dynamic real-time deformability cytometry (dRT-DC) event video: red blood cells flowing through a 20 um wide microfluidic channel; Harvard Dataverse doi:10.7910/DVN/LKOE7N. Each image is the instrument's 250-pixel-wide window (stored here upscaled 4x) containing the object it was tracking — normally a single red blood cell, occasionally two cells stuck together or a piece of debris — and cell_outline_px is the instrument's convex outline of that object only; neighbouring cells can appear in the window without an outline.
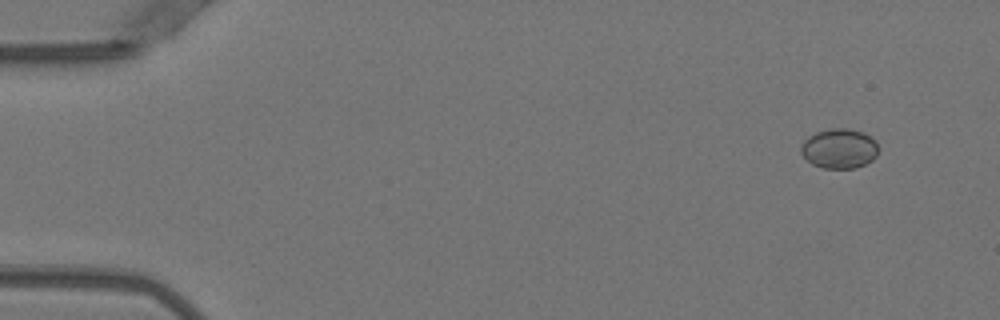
{"species": "Egyptian fruit bat (a non-hibernating species)", "species_latin": "Rousettus aegyptiacus", "temperature_condition": "warm", "stored_images_in_passage": 49, "camera_frame_rate_fps": 3000, "um_per_image_px": 0.085, "animal": {"sex": "female"}, "frame": {"image": 1, "passage_image": 1, "time_ms": 0.0, "image_size_px": [1000, 320], "cell_outline_px": [[876, 156], [872, 160], [856, 168], [824, 168], [812, 164], [800, 152], [800, 148], [804, 140], [808, 136], [816, 132], [828, 128], [848, 128], [864, 132], [872, 136], [876, 140]], "centroid_in_image_um": [71.33, 12.61], "position_along_channel_um": 13.7, "area_um2": 18.03}}
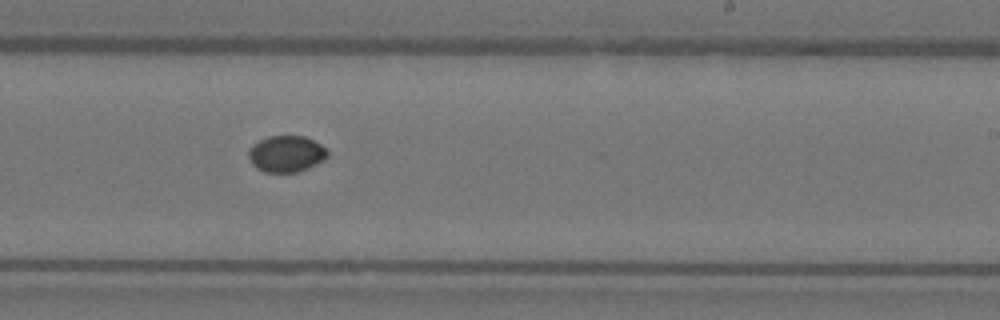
{"frame": {"image": 2, "passage_image": 29, "time_ms": 9.333, "image_size_px": [1000, 320], "cell_outline_px": [[328, 156], [324, 160], [300, 172], [264, 172], [256, 168], [252, 164], [248, 156], [248, 152], [260, 140], [268, 136], [304, 136], [320, 144], [328, 152]], "centroid_in_image_um": [24.35, 13.09], "position_along_channel_um": 264.7, "area_um2": 16.59}}
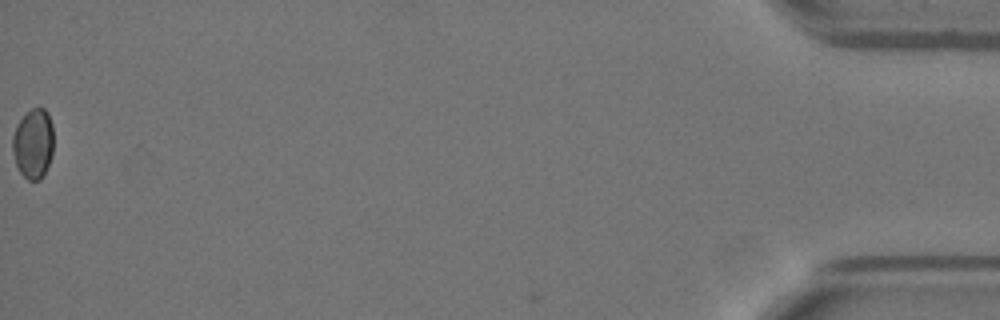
{"frame": {"image": 3, "passage_image": 49, "time_ms": 16.0, "image_size_px": [1000, 320], "cell_outline_px": [[52, 152], [48, 164], [40, 180], [28, 180], [20, 172], [16, 164], [12, 152], [12, 136], [20, 120], [32, 108], [44, 108], [48, 112], [52, 124]], "centroid_in_image_um": [2.81, 12.21], "position_along_channel_um": 432.4, "area_um2": 16.47}}